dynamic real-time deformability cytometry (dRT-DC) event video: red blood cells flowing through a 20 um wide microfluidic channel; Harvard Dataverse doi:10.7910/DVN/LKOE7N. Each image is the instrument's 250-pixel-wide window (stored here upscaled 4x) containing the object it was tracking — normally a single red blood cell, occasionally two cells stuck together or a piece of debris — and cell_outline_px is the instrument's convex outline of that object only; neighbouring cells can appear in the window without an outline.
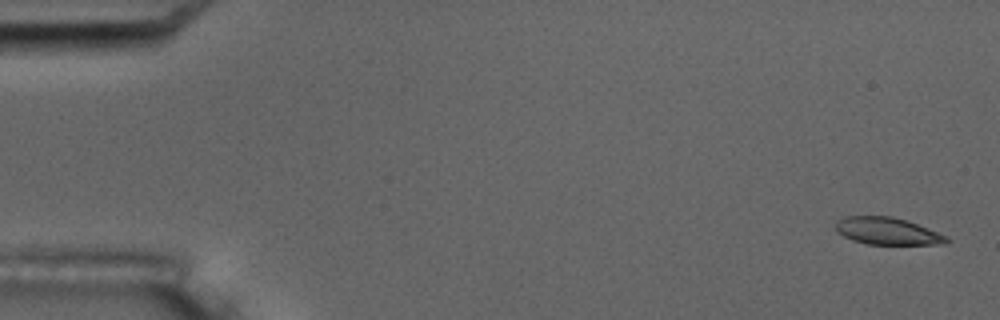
{"species": "common noctule bat (a hibernating species)", "species_latin": "Nyctalus noctula", "temperature_condition": "room temperature", "stored_images_in_passage": 4, "camera_frame_rate_fps": 3000, "um_per_image_px": 0.085, "animal": {"sex": "male", "body_mass_g": 17.5, "forearm_length_mm": 52.3}, "frame": {"image": 1, "passage_image": 1, "time_ms": 0.0, "image_size_px": [1000, 320], "cell_outline_px": [[952, 240], [944, 244], [868, 244], [852, 240], [836, 232], [836, 220], [844, 216], [892, 216], [916, 224], [948, 236]], "centroid_in_image_um": [75.41, 19.64], "position_along_channel_um": 9.6, "area_um2": 17.51}}